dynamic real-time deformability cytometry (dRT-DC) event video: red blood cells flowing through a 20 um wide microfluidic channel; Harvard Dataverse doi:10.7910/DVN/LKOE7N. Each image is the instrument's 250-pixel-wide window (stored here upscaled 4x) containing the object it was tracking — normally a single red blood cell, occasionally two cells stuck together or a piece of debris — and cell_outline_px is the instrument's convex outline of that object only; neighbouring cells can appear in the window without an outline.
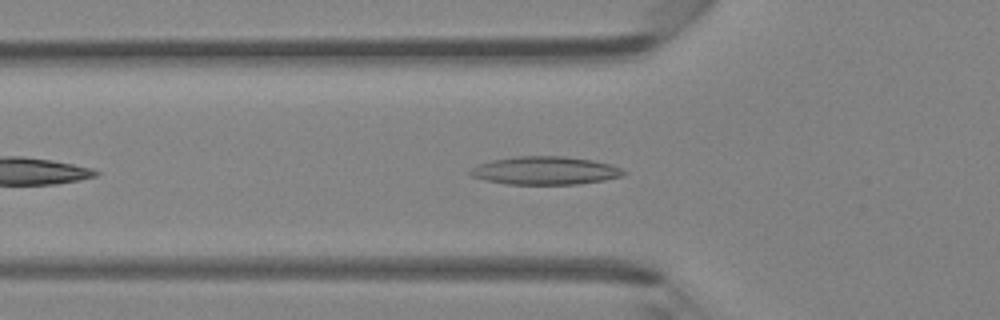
{"species": "Egyptian fruit bat (a non-hibernating species)", "species_latin": "Rousettus aegyptiacus", "temperature_condition": "room temperature", "stored_images_in_passage": 34, "camera_frame_rate_fps": 3000, "um_per_image_px": 0.085, "animal": {"sex": "female"}, "frame": {"image": 1, "passage_image": 6, "time_ms": 1.667, "image_size_px": [1000, 320], "cell_outline_px": [[628, 172], [624, 176], [604, 180], [580, 184], [508, 184], [484, 180], [472, 176], [468, 172], [472, 168], [480, 164], [492, 160], [516, 156], [564, 156], [592, 160], [612, 164]], "centroid_in_image_um": [46.38, 14.5], "position_along_channel_um": 79.4, "area_um2": 25.2}}
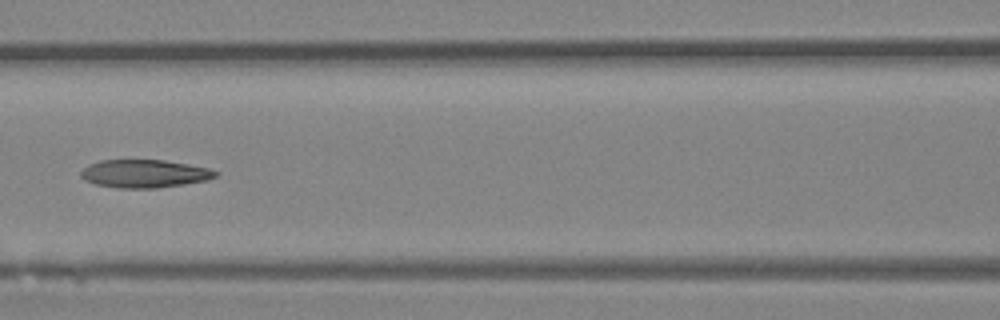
{"frame": {"image": 2, "passage_image": 11, "time_ms": 3.333, "image_size_px": [1000, 320], "cell_outline_px": [[220, 172], [216, 176], [208, 180], [184, 184], [156, 188], [120, 188], [96, 184], [84, 180], [80, 176], [80, 172], [88, 164], [100, 160], [164, 160], [188, 164], [208, 168]], "centroid_in_image_um": [12.27, 14.76], "position_along_channel_um": 154.3, "area_um2": 22.02}}
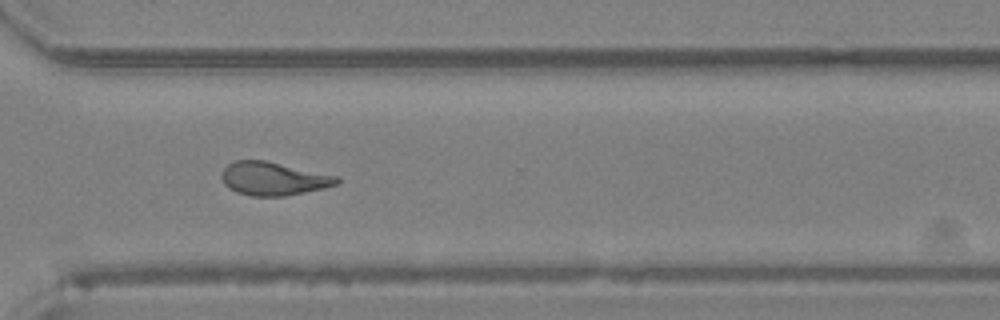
{"frame": {"image": 3, "passage_image": 24, "time_ms": 7.667, "image_size_px": [1000, 320], "cell_outline_px": [[340, 180], [336, 184], [324, 188], [284, 196], [252, 196], [236, 192], [228, 188], [224, 184], [220, 176], [220, 172], [228, 164], [236, 160], [264, 160], [340, 176]], "centroid_in_image_um": [23.21, 15.18], "position_along_channel_um": 347.4, "area_um2": 22.48}}